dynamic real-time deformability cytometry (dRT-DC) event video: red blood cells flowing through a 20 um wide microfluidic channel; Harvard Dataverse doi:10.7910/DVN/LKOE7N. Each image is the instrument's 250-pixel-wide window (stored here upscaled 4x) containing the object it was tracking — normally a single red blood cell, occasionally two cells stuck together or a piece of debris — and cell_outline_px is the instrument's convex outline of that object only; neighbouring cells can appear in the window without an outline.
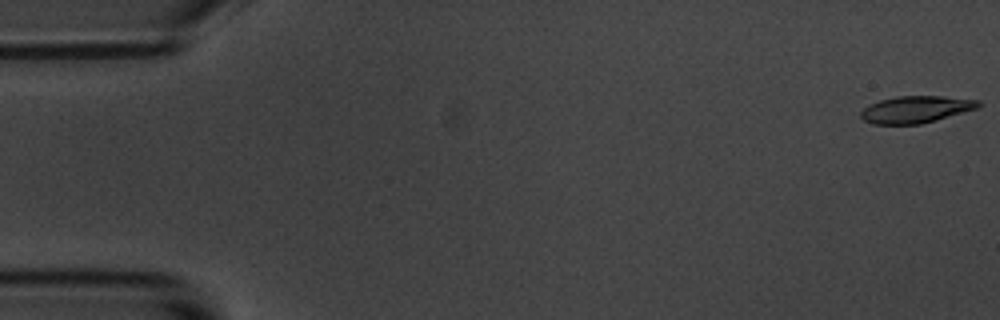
{"species": "common noctule bat (a hibernating species)", "species_latin": "Nyctalus noctula", "temperature_condition": "room temperature", "stored_images_in_passage": 7, "camera_frame_rate_fps": 3000, "um_per_image_px": 0.085, "animal": {"sex": "male", "body_mass_g": 20.1, "forearm_length_mm": 53.5}, "frame": {"image": 1, "passage_image": 1, "time_ms": 0.0, "image_size_px": [1000, 320], "cell_outline_px": [[980, 108], [920, 124], [872, 124], [864, 120], [860, 116], [860, 112], [868, 104], [880, 100], [896, 96], [944, 96], [980, 100]], "centroid_in_image_um": [77.85, 9.29], "position_along_channel_um": 7.1, "area_um2": 18.55}}
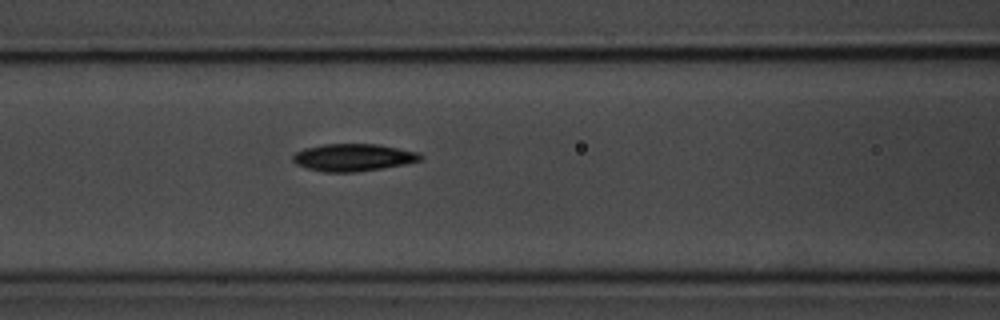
{"frame": {"image": 2, "passage_image": 7, "time_ms": 7.667, "image_size_px": [1000, 320], "cell_outline_px": [[424, 156], [420, 160], [404, 164], [356, 172], [324, 172], [308, 168], [296, 164], [292, 160], [292, 156], [296, 152], [304, 148], [324, 144], [376, 144], [420, 152]], "centroid_in_image_um": [30.02, 13.38], "position_along_channel_um": 136.6, "area_um2": 20.23}}